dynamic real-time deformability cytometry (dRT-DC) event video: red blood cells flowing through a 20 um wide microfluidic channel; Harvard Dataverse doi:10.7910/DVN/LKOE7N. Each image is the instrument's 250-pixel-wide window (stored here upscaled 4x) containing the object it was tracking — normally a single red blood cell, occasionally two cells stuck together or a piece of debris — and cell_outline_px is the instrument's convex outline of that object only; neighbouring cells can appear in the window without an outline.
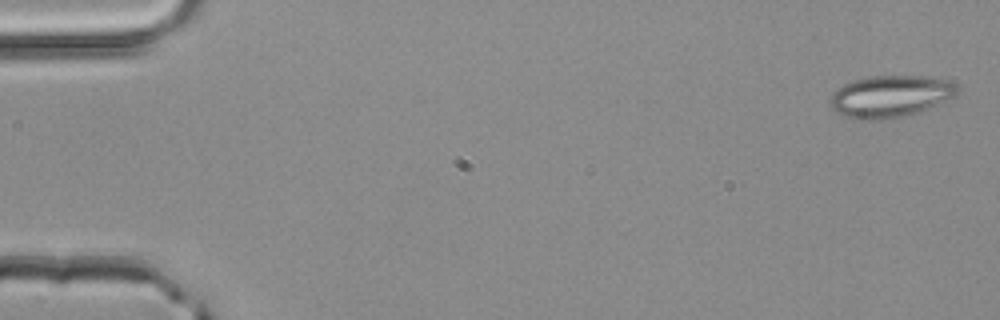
{"species": "common noctule bat (a hibernating species)", "species_latin": "Nyctalus noctula", "temperature_condition": "room temperature", "stored_images_in_passage": 4, "camera_frame_rate_fps": 3000, "um_per_image_px": 0.085, "animal": {"sex": "male", "body_mass_g": 20.4}, "frame": {"image": 1, "passage_image": 1, "time_ms": 0.0, "image_size_px": [1000, 320], "cell_outline_px": [[956, 96], [916, 112], [884, 120], [868, 120], [840, 116], [832, 108], [828, 100], [832, 92], [836, 88], [844, 84], [868, 76], [940, 76], [948, 80], [956, 88]], "centroid_in_image_um": [75.61, 8.18], "position_along_channel_um": 9.4, "area_um2": 30.98}}